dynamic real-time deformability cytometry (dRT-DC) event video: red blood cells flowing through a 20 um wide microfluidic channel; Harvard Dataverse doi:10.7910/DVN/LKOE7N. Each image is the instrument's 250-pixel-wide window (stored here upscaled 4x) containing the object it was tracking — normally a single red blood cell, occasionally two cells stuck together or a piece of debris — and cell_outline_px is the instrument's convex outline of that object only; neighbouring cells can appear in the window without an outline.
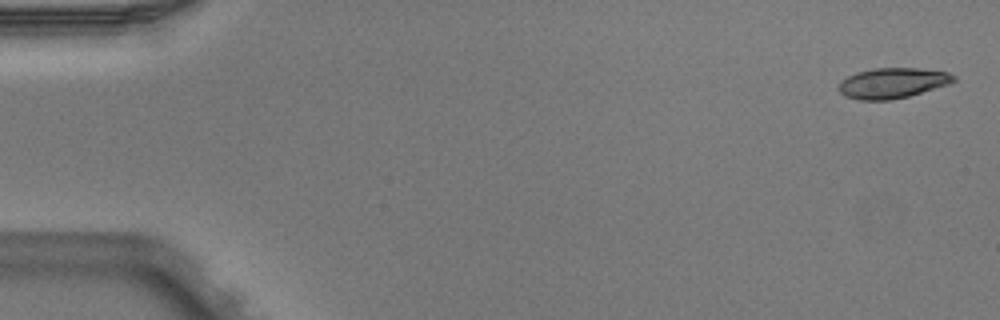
{"species": "Egyptian fruit bat (a non-hibernating species)", "species_latin": "Rousettus aegyptiacus", "temperature_condition": "warm", "stored_images_in_passage": 3, "camera_frame_rate_fps": 3000, "um_per_image_px": 0.085, "animal": {"sex": "male"}, "frame": {"image": 1, "passage_image": 1, "time_ms": 0.0, "image_size_px": [1000, 320], "cell_outline_px": [[956, 80], [948, 84], [908, 96], [892, 100], [860, 100], [844, 96], [836, 88], [840, 80], [856, 72], [872, 68], [920, 68], [948, 72], [956, 76]], "centroid_in_image_um": [75.81, 7.05], "position_along_channel_um": 9.2, "area_um2": 20.52}}